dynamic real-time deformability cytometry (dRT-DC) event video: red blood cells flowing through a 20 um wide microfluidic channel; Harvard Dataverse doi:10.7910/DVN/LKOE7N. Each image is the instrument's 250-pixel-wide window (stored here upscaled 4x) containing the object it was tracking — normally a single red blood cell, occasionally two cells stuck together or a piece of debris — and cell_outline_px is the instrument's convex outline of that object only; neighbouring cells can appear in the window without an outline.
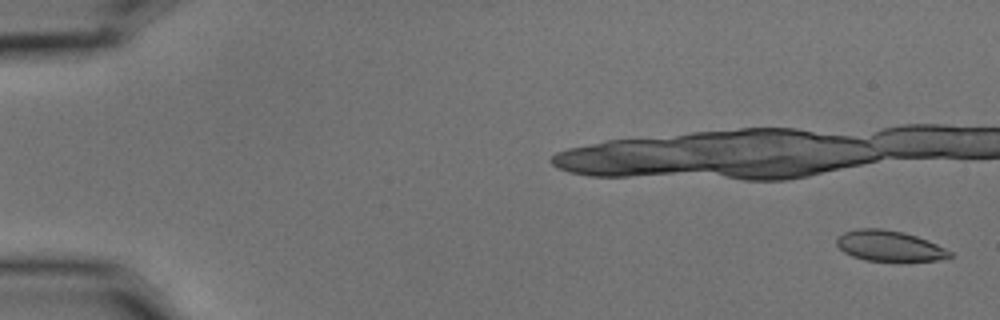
{"species": "common noctule bat (a hibernating species)", "species_latin": "Nyctalus noctula", "temperature_condition": "cold", "stored_images_in_passage": 8, "camera_frame_rate_fps": 3000, "um_per_image_px": 0.085, "animal": {"sex": "male", "body_mass_g": 15.6}, "frame": {"image": 1, "passage_image": 1, "time_ms": 0.0, "image_size_px": [1000, 320], "cell_outline_px": [[952, 256], [936, 260], [864, 260], [852, 256], [844, 252], [836, 244], [836, 236], [844, 232], [856, 228], [880, 228], [904, 232], [928, 240], [952, 252]], "centroid_in_image_um": [75.54, 20.88], "position_along_channel_um": 9.5, "area_um2": 20.0}}